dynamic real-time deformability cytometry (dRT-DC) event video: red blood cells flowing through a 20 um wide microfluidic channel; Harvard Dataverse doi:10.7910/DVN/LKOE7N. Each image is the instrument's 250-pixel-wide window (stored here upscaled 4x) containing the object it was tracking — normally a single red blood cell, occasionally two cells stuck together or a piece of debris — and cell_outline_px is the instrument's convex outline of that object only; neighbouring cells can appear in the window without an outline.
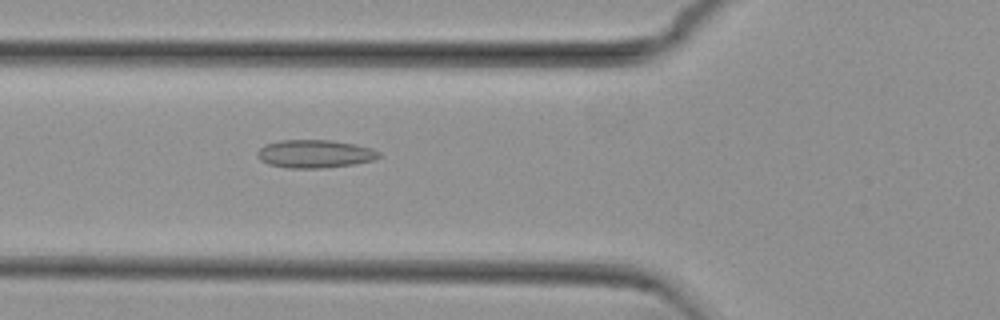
{"species": "common noctule bat (a hibernating species)", "species_latin": "Nyctalus noctula", "temperature_condition": "cold", "stored_images_in_passage": 22, "camera_frame_rate_fps": 3000, "um_per_image_px": 0.085, "animal": {"sex": "female", "body_mass_g": 29.2, "forearm_length_mm": 56.3}, "frame": {"image": 1, "passage_image": 3, "time_ms": 0.667, "image_size_px": [1000, 320], "cell_outline_px": [[380, 156], [372, 160], [352, 164], [324, 168], [288, 168], [268, 164], [260, 160], [256, 156], [256, 152], [264, 144], [280, 140], [332, 140], [356, 144], [372, 148], [380, 152]], "centroid_in_image_um": [26.72, 13.07], "position_along_channel_um": 99.1, "area_um2": 20.0}}
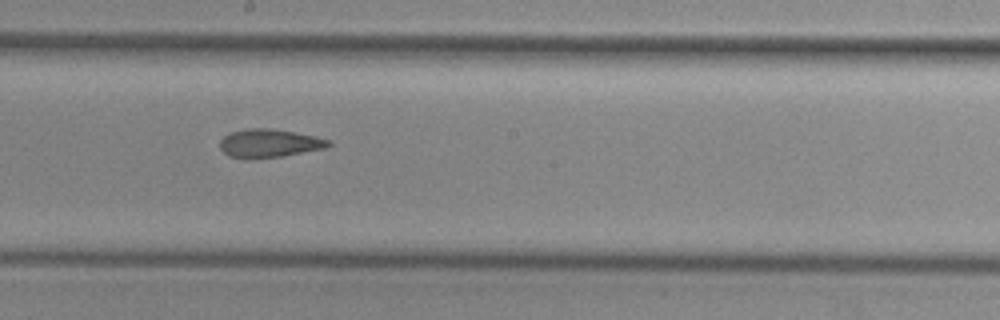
{"frame": {"image": 2, "passage_image": 13, "time_ms": 4.0, "image_size_px": [1000, 320], "cell_outline_px": [[332, 144], [324, 148], [280, 156], [248, 160], [228, 156], [220, 148], [220, 140], [228, 132], [248, 128], [272, 128], [296, 132], [316, 136], [332, 140]], "centroid_in_image_um": [22.86, 12.17], "position_along_channel_um": 225.3, "area_um2": 18.21}}
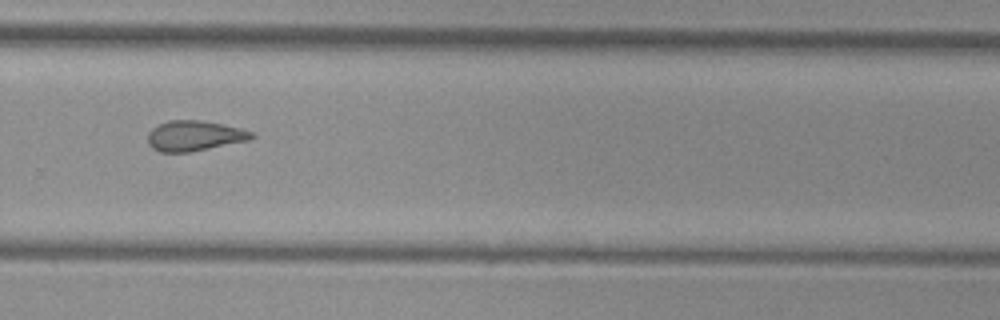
{"frame": {"image": 3, "passage_image": 20, "time_ms": 6.333, "image_size_px": [1000, 320], "cell_outline_px": [[256, 136], [252, 140], [188, 152], [160, 152], [152, 148], [148, 144], [148, 132], [152, 128], [168, 120], [200, 120], [240, 128], [256, 132]], "centroid_in_image_um": [16.56, 11.54], "position_along_channel_um": 313.2, "area_um2": 18.44}}